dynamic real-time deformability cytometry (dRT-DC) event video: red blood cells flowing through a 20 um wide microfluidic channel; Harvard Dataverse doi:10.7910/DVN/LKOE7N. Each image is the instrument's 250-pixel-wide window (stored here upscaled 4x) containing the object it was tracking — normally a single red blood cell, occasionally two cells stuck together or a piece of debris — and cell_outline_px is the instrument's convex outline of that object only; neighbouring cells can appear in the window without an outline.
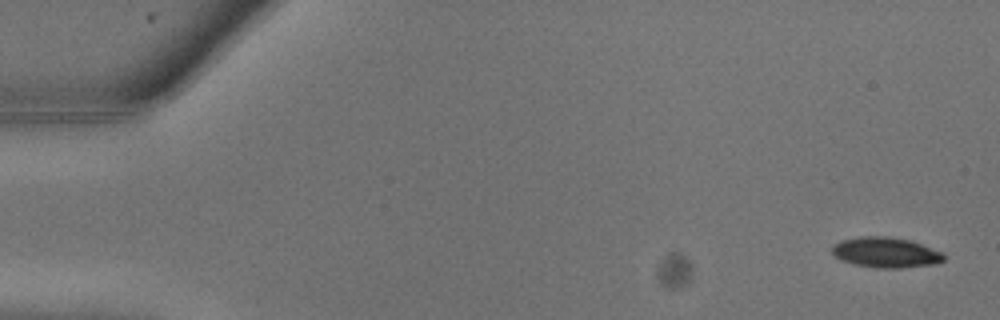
{"species": "common noctule bat (a hibernating species)", "species_latin": "Nyctalus noctula", "temperature_condition": "warm", "stored_images_in_passage": 15, "camera_frame_rate_fps": 3000, "um_per_image_px": 0.085, "animal": {"sex": "male", "body_mass_g": 13.3}, "frame": {"image": 1, "passage_image": 1, "time_ms": 0.0, "image_size_px": [1000, 320], "cell_outline_px": [[944, 260], [936, 264], [900, 268], [876, 268], [852, 264], [840, 260], [832, 256], [832, 244], [840, 240], [860, 236], [888, 236], [908, 240], [944, 252]], "centroid_in_image_um": [75.24, 21.46], "position_along_channel_um": 9.8, "area_um2": 20.06}}
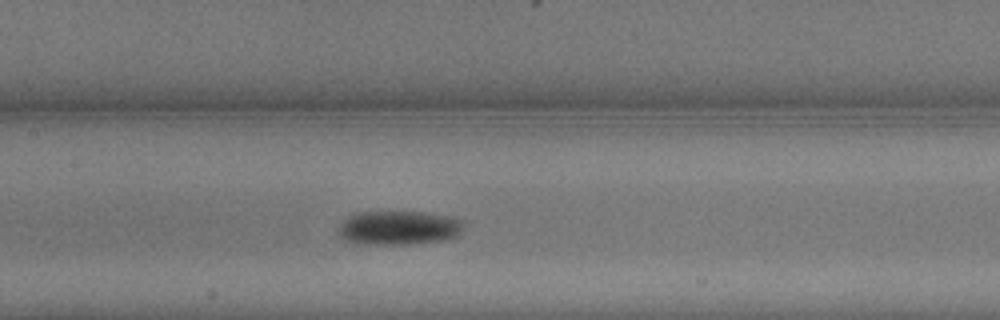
{"frame": {"image": 2, "passage_image": 12, "time_ms": 3.667, "image_size_px": [1000, 320], "cell_outline_px": [[468, 224], [456, 236], [444, 240], [408, 244], [352, 244], [344, 240], [336, 232], [336, 228], [348, 216], [360, 212], [424, 212], [452, 216], [464, 220]], "centroid_in_image_um": [33.9, 19.37], "position_along_channel_um": 173.5, "area_um2": 25.43}}
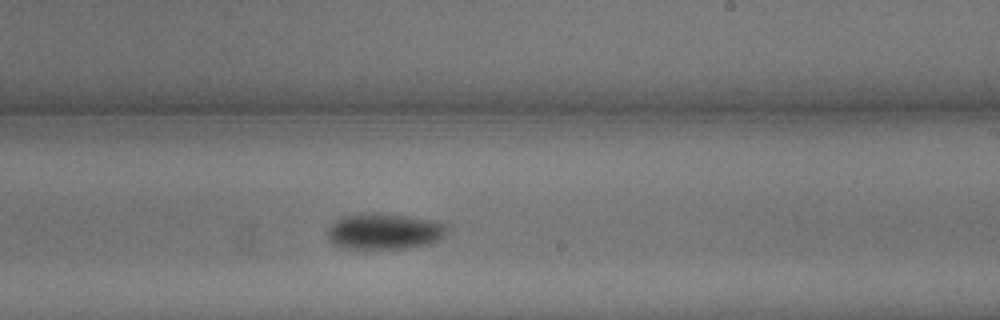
{"frame": {"image": 3, "passage_image": 15, "time_ms": 4.667, "image_size_px": [1000, 320], "cell_outline_px": [[452, 228], [440, 240], [432, 244], [408, 248], [344, 248], [332, 244], [328, 240], [328, 228], [340, 216], [360, 212], [384, 212], [440, 220], [452, 224]], "centroid_in_image_um": [32.78, 19.62], "position_along_channel_um": 256.2, "area_um2": 26.36}}